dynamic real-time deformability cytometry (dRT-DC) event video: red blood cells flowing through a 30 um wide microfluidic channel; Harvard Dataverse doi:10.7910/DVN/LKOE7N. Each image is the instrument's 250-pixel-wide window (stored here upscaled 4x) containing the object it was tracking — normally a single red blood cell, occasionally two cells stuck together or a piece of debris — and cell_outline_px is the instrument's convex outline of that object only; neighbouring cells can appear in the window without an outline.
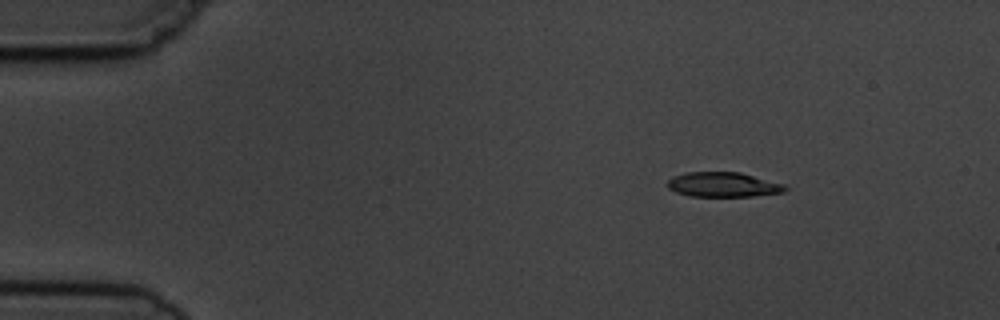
{"species": "common noctule bat (a hibernating species)", "species_latin": "Nyctalus noctula", "temperature_condition": "cold", "stored_images_in_passage": 8, "camera_frame_rate_fps": 3000, "um_per_image_px": 0.085, "animal": {"sex": "male", "body_mass_g": 19.5, "forearm_length_mm": 54.6}, "frame": {"image": 1, "passage_image": 3, "time_ms": 2.333, "image_size_px": [1000, 320], "cell_outline_px": [[788, 188], [784, 192], [752, 196], [688, 196], [676, 192], [668, 188], [668, 180], [672, 176], [688, 172], [740, 172], [784, 184]], "centroid_in_image_um": [61.46, 15.69], "position_along_channel_um": 23.5, "area_um2": 16.94}}
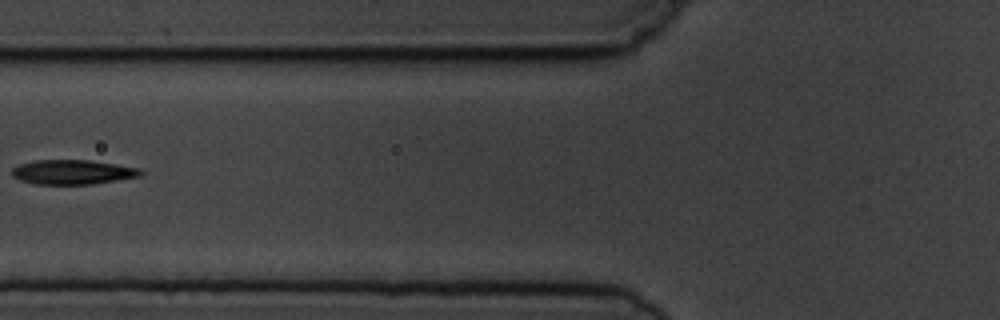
{"frame": {"image": 2, "passage_image": 7, "time_ms": 7.0, "image_size_px": [1000, 320], "cell_outline_px": [[144, 172], [140, 176], [92, 184], [32, 184], [20, 180], [12, 176], [12, 168], [20, 164], [32, 160], [92, 160], [140, 168]], "centroid_in_image_um": [6.16, 14.62], "position_along_channel_um": 119.6, "area_um2": 18.5}}
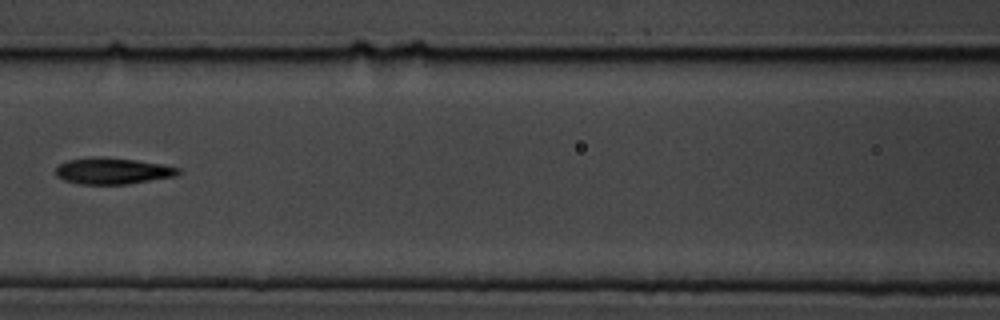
{"frame": {"image": 3, "passage_image": 8, "time_ms": 8.0, "image_size_px": [1000, 320], "cell_outline_px": [[180, 172], [176, 176], [128, 184], [80, 184], [64, 180], [56, 176], [56, 168], [60, 164], [68, 160], [92, 156], [104, 156], [136, 160], [160, 164], [180, 168]], "centroid_in_image_um": [9.56, 14.52], "position_along_channel_um": 157.0, "area_um2": 18.9}}